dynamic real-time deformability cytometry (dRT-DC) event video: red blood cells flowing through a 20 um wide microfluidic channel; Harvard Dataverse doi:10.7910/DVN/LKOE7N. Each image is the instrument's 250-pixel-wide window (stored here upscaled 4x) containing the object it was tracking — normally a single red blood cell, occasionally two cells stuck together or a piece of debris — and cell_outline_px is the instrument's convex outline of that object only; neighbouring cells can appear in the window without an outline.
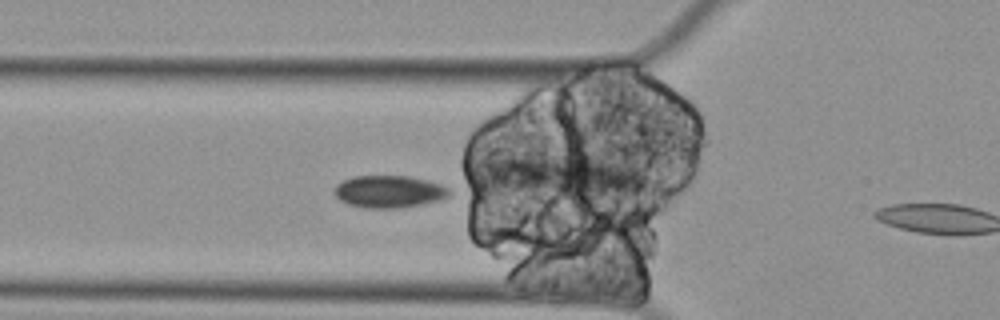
{"species": "Egyptian fruit bat (a non-hibernating species)", "species_latin": "Rousettus aegyptiacus", "temperature_condition": "cold", "stored_images_in_passage": 7, "camera_frame_rate_fps": 3000, "um_per_image_px": 0.085, "animal": {"sex": "female"}, "frame": {"image": 1, "passage_image": 6, "time_ms": 1.667, "image_size_px": [1000, 320], "cell_outline_px": [[452, 192], [448, 196], [440, 200], [400, 208], [368, 208], [348, 204], [340, 200], [332, 192], [336, 184], [344, 180], [356, 176], [408, 176], [440, 184], [448, 188]], "centroid_in_image_um": [33.05, 16.29], "position_along_channel_um": 92.8, "area_um2": 21.5}}